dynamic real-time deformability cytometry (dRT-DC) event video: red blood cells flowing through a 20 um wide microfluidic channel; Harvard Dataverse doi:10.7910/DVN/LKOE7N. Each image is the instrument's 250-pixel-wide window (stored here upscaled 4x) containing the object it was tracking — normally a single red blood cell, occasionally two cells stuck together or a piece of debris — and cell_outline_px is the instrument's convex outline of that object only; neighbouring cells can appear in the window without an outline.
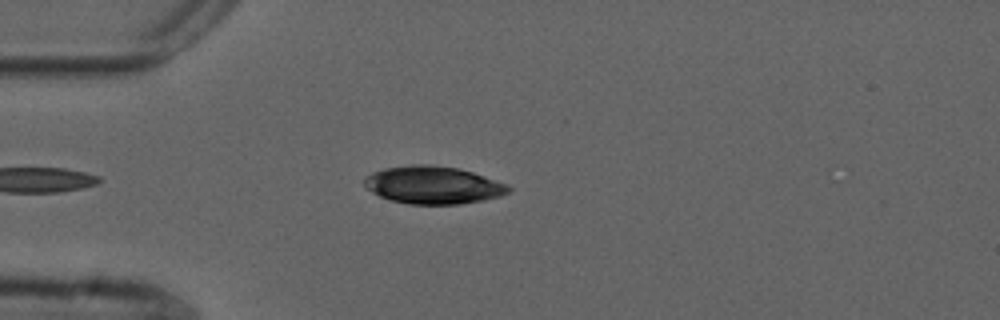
{"species": "common noctule bat (a hibernating species)", "species_latin": "Nyctalus noctula", "temperature_condition": "cold", "stored_images_in_passage": 45, "camera_frame_rate_fps": 3000, "um_per_image_px": 0.085, "animal": {"sex": "male", "forearm_length_mm": 52.5}, "frame": {"image": 1, "passage_image": 5, "time_ms": 1.333, "image_size_px": [1000, 320], "cell_outline_px": [[512, 188], [508, 192], [500, 196], [484, 200], [460, 204], [408, 204], [392, 200], [380, 196], [372, 192], [364, 184], [364, 176], [372, 172], [384, 168], [412, 164], [432, 164], [456, 168], [472, 172], [508, 184]], "centroid_in_image_um": [36.81, 15.72], "position_along_channel_um": 48.2, "area_um2": 31.67}}